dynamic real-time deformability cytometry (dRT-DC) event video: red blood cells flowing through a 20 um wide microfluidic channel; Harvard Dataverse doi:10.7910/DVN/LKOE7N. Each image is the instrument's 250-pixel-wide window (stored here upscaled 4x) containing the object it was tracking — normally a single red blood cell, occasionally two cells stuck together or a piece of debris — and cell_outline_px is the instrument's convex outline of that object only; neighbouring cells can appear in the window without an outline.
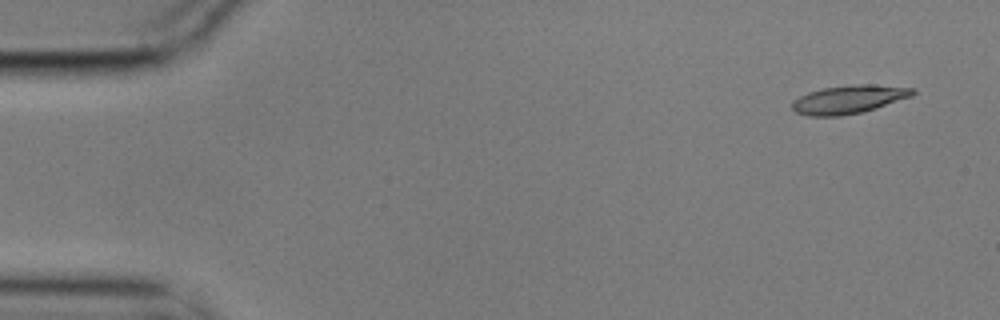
{"species": "common noctule bat (a hibernating species)", "species_latin": "Nyctalus noctula", "temperature_condition": "cold", "stored_images_in_passage": 4, "camera_frame_rate_fps": 3000, "um_per_image_px": 0.085, "animal": {"sex": "male", "body_mass_g": 17.9}, "frame": {"image": 1, "passage_image": 1, "time_ms": 0.0, "image_size_px": [1000, 320], "cell_outline_px": [[916, 92], [912, 96], [864, 112], [840, 116], [808, 116], [796, 112], [792, 108], [792, 100], [808, 92], [824, 88], [852, 84], [872, 84], [916, 88]], "centroid_in_image_um": [72.16, 8.44], "position_along_channel_um": 12.8, "area_um2": 20.06}}
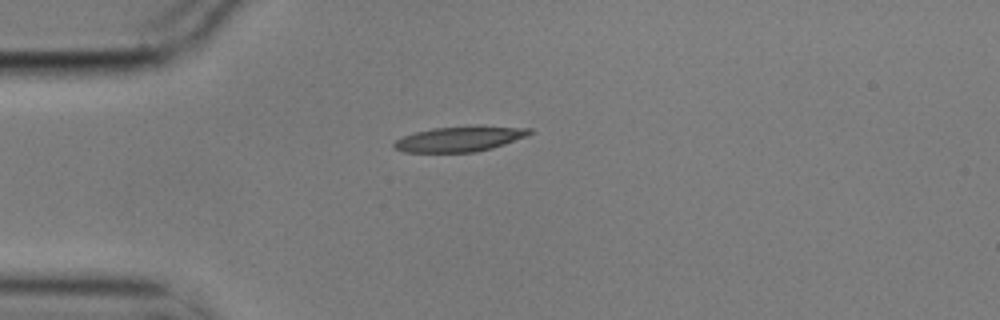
{"frame": {"image": 2, "passage_image": 4, "time_ms": 1.0, "image_size_px": [1000, 320], "cell_outline_px": [[536, 132], [528, 136], [492, 148], [476, 152], [404, 152], [392, 148], [392, 144], [396, 140], [404, 136], [416, 132], [432, 128], [532, 128]], "centroid_in_image_um": [39.02, 11.85], "position_along_channel_um": 46.0, "area_um2": 19.13}}